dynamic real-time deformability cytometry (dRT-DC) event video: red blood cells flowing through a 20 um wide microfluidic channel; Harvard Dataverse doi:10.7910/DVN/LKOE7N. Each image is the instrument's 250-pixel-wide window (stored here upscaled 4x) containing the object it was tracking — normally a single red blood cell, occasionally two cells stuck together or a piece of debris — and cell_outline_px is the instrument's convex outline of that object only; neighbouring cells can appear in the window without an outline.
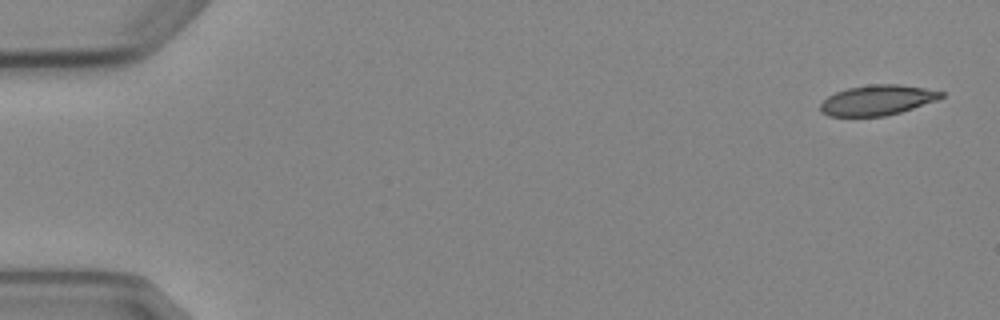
{"species": "Egyptian fruit bat (a non-hibernating species)", "species_latin": "Rousettus aegyptiacus", "temperature_condition": "cold", "stored_images_in_passage": 5, "camera_frame_rate_fps": 3000, "um_per_image_px": 0.085, "animal": {"sex": "female"}, "frame": {"image": 1, "passage_image": 1, "time_ms": 0.0, "image_size_px": [1000, 320], "cell_outline_px": [[944, 96], [936, 100], [900, 112], [884, 116], [828, 116], [820, 112], [820, 104], [828, 96], [836, 92], [848, 88], [868, 84], [896, 84], [924, 88], [944, 92]], "centroid_in_image_um": [74.54, 8.51], "position_along_channel_um": 10.5, "area_um2": 21.1}}
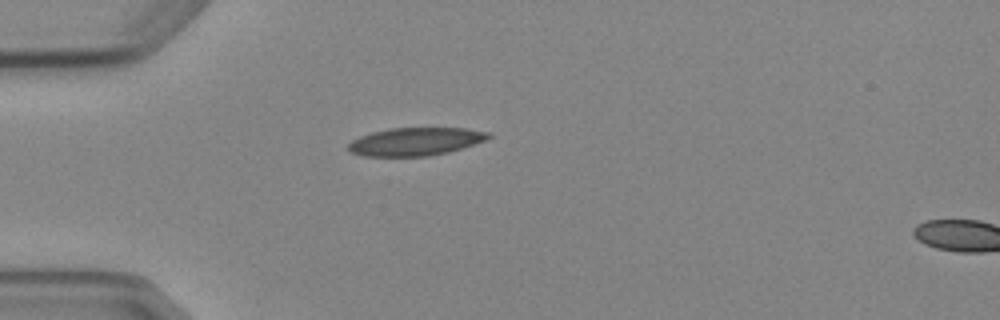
{"frame": {"image": 2, "passage_image": 4, "time_ms": 4.333, "image_size_px": [1000, 320], "cell_outline_px": [[492, 136], [484, 140], [448, 152], [428, 156], [364, 156], [352, 152], [348, 148], [348, 144], [352, 140], [360, 136], [372, 132], [388, 128], [464, 128], [492, 132]], "centroid_in_image_um": [35.31, 12.02], "position_along_channel_um": 49.7, "area_um2": 22.72}}